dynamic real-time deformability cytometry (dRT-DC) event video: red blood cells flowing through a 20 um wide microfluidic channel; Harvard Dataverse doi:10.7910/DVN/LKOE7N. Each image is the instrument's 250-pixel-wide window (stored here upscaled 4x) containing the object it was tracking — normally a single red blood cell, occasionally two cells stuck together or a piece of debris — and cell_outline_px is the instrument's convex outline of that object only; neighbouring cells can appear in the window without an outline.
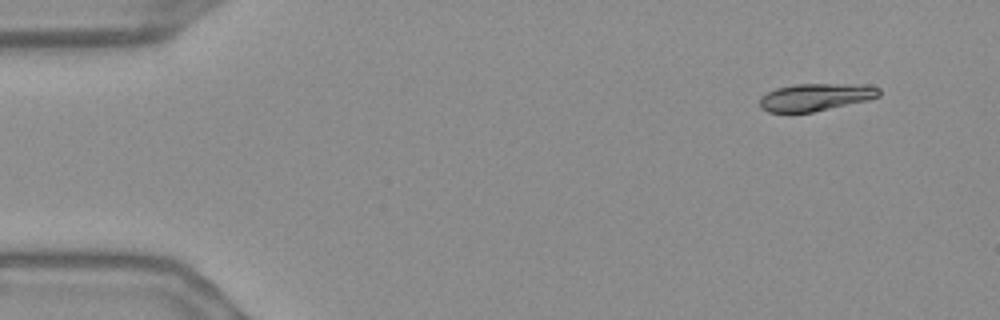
{"species": "Egyptian fruit bat (a non-hibernating species)", "species_latin": "Rousettus aegyptiacus", "temperature_condition": "warm", "stored_images_in_passage": 51, "camera_frame_rate_fps": 3000, "um_per_image_px": 0.085, "frame": {"image": 1, "passage_image": 1, "time_ms": 0.0, "image_size_px": [1000, 320], "cell_outline_px": [[880, 96], [868, 100], [812, 112], [768, 112], [760, 108], [760, 96], [776, 88], [796, 84], [868, 84], [880, 88]], "centroid_in_image_um": [69.34, 8.24], "position_along_channel_um": 15.7, "area_um2": 19.13}}
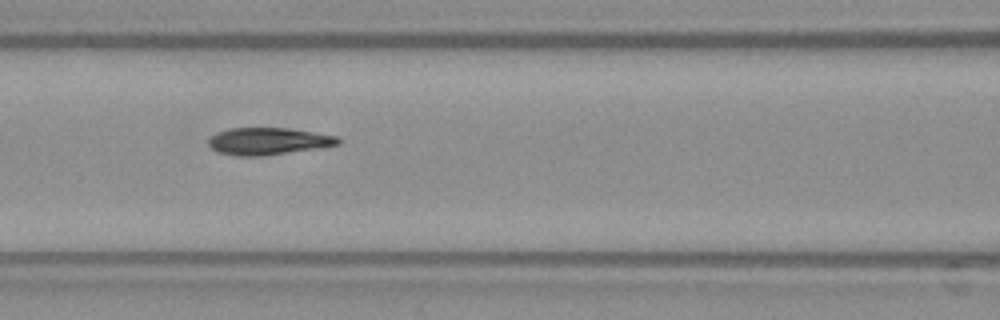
{"frame": {"image": 2, "passage_image": 20, "time_ms": 6.333, "image_size_px": [1000, 320], "cell_outline_px": [[340, 144], [316, 148], [260, 156], [240, 156], [216, 152], [208, 144], [208, 140], [216, 132], [228, 128], [288, 128], [336, 136], [340, 140]], "centroid_in_image_um": [22.74, 12.0], "position_along_channel_um": 143.9, "area_um2": 20.23}}
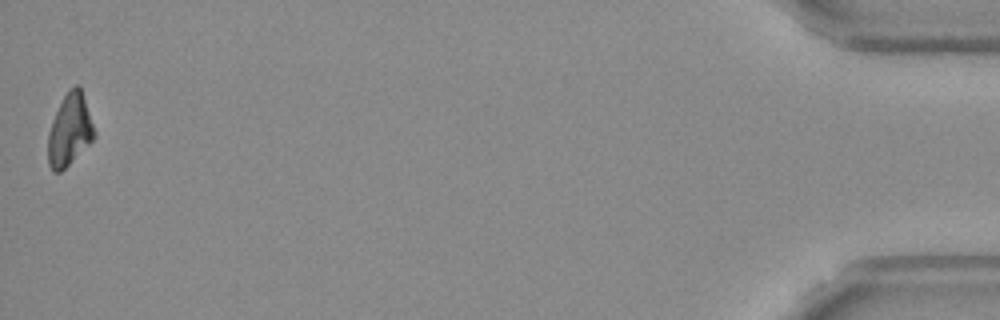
{"frame": {"image": 3, "passage_image": 51, "time_ms": 16.667, "image_size_px": [1000, 320], "cell_outline_px": [[96, 136], [60, 172], [52, 172], [48, 164], [48, 132], [52, 120], [64, 96], [76, 84], [80, 84], [96, 132]], "centroid_in_image_um": [5.92, 11.04], "position_along_channel_um": 429.3, "area_um2": 19.13}, "authors_computed_cell_mechanics": {"area_um2": 20.4612, "velocity_mm_per_s": 3.6829, "shape_relaxation_time_tau1_ms": null, "shape_relaxation_time_tau2_ms": 4.1784, "deformation_change_tau1": null, "deformation_change_tau2": 0.0716}}